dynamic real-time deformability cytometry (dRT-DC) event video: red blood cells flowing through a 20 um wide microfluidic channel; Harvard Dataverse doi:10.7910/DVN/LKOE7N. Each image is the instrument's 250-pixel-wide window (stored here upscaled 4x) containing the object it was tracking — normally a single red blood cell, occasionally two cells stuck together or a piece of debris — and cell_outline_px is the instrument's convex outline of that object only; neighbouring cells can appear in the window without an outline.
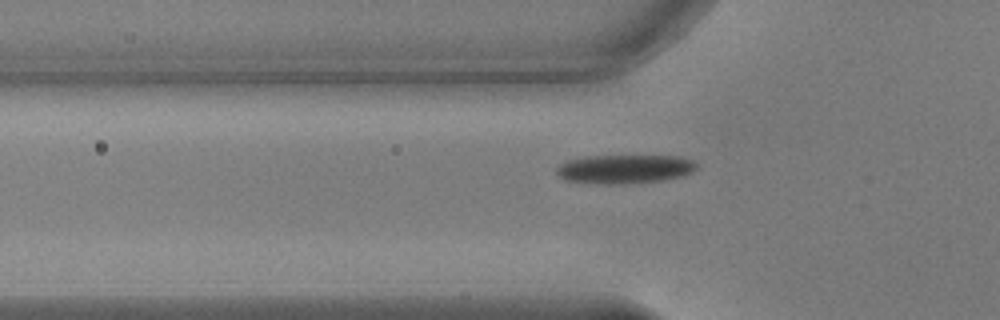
{"species": "common noctule bat (a hibernating species)", "species_latin": "Nyctalus noctula", "temperature_condition": "warm", "stored_images_in_passage": 39, "camera_frame_rate_fps": 3000, "um_per_image_px": 0.085, "animal": {"sex": "male", "body_mass_g": 17.9, "forearm_length_mm": 54.2}, "frame": {"image": 1, "passage_image": 4, "time_ms": 1.0, "image_size_px": [1000, 320], "cell_outline_px": [[696, 168], [692, 172], [684, 176], [660, 180], [608, 184], [564, 180], [556, 172], [556, 168], [560, 164], [568, 160], [588, 156], [680, 156], [692, 160], [696, 164]], "centroid_in_image_um": [53.1, 14.35], "position_along_channel_um": 72.7, "area_um2": 23.18}}
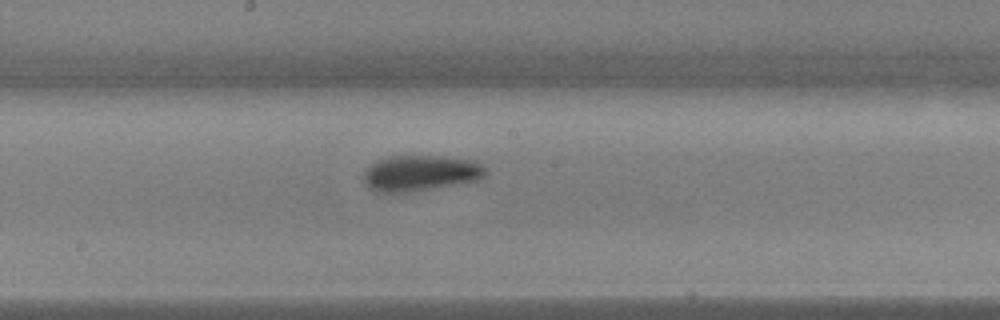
{"frame": {"image": 2, "passage_image": 15, "time_ms": 4.667, "image_size_px": [1000, 320], "cell_outline_px": [[488, 172], [480, 180], [436, 188], [408, 192], [376, 192], [364, 180], [364, 172], [372, 164], [380, 160], [392, 156], [440, 156], [472, 160], [480, 164]], "centroid_in_image_um": [35.79, 14.72], "position_along_channel_um": 212.4, "area_um2": 25.14}}
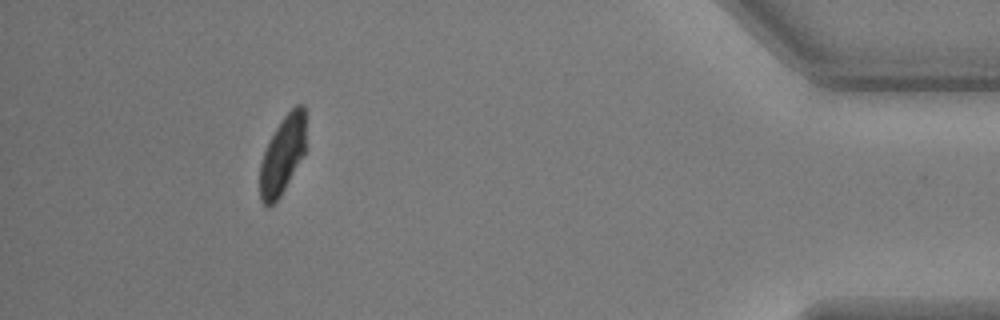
{"frame": {"image": 3, "passage_image": 35, "time_ms": 11.333, "image_size_px": [1000, 320], "cell_outline_px": [[304, 152], [280, 196], [272, 204], [264, 204], [260, 200], [260, 164], [264, 152], [276, 128], [284, 116], [296, 104], [304, 104]], "centroid_in_image_um": [23.99, 13.17], "position_along_channel_um": 411.2, "area_um2": 20.06}, "authors_computed_cell_mechanics": {"area_um2": 23.3512, "velocity_mm_per_s": 3.7969, "shape_relaxation_time_tau1_ms": 2.3079, "shape_relaxation_time_tau2_ms": 1.8682, "deformation_change_tau1": 0.118, "deformation_change_tau2": 0.0548}}